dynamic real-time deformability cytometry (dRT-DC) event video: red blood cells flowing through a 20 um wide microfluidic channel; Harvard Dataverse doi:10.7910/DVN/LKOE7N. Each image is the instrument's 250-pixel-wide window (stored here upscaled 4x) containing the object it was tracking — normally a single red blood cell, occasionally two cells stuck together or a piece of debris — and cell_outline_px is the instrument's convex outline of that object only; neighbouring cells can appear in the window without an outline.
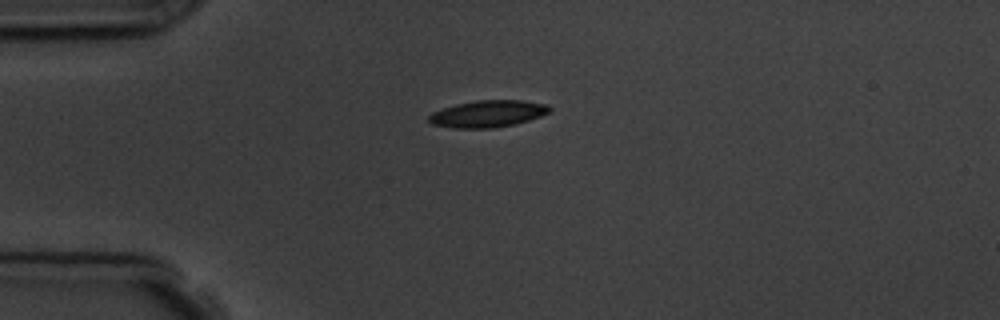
{"species": "common noctule bat (a hibernating species)", "species_latin": "Nyctalus noctula", "temperature_condition": "room temperature", "stored_images_in_passage": 5, "camera_frame_rate_fps": 3000, "um_per_image_px": 0.085, "animal": {"sex": "male", "body_mass_g": 19.5, "forearm_length_mm": 54.6}, "frame": {"image": 1, "passage_image": 1, "time_ms": 0.0, "image_size_px": [1000, 320], "cell_outline_px": [[552, 108], [548, 112], [540, 116], [516, 124], [492, 128], [452, 128], [432, 124], [428, 120], [428, 116], [432, 112], [456, 104], [476, 100], [524, 100], [548, 104]], "centroid_in_image_um": [41.47, 9.67], "position_along_channel_um": 43.5, "area_um2": 18.96}}